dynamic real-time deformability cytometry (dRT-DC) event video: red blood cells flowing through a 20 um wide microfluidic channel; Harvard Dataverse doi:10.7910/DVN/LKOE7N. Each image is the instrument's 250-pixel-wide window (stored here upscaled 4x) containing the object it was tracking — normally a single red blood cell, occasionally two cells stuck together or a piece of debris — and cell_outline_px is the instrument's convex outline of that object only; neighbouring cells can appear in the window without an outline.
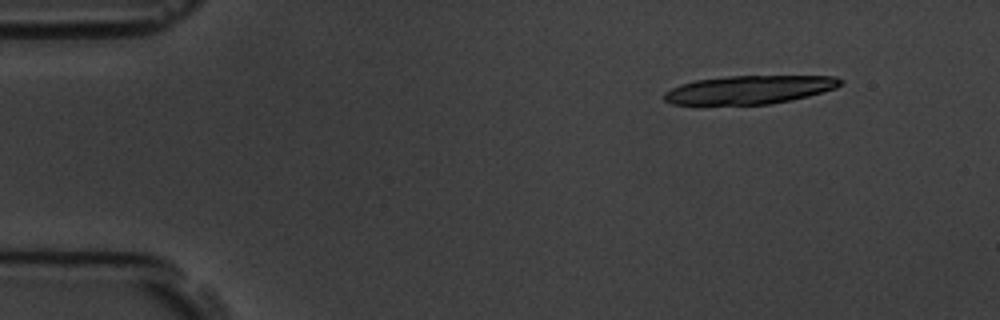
{"species": "common noctule bat (a hibernating species)", "species_latin": "Nyctalus noctula", "temperature_condition": "room temperature", "stored_images_in_passage": 5, "camera_frame_rate_fps": 3000, "um_per_image_px": 0.085, "animal": {"sex": "male", "body_mass_g": 19.5, "forearm_length_mm": 54.6}, "frame": {"image": 1, "passage_image": 2, "time_ms": 1.0, "image_size_px": [1000, 320], "cell_outline_px": [[844, 80], [836, 88], [808, 96], [792, 100], [768, 104], [672, 104], [664, 100], [664, 92], [680, 84], [696, 80], [728, 76], [836, 76]], "centroid_in_image_um": [63.71, 7.62], "position_along_channel_um": 21.3, "area_um2": 29.02}}